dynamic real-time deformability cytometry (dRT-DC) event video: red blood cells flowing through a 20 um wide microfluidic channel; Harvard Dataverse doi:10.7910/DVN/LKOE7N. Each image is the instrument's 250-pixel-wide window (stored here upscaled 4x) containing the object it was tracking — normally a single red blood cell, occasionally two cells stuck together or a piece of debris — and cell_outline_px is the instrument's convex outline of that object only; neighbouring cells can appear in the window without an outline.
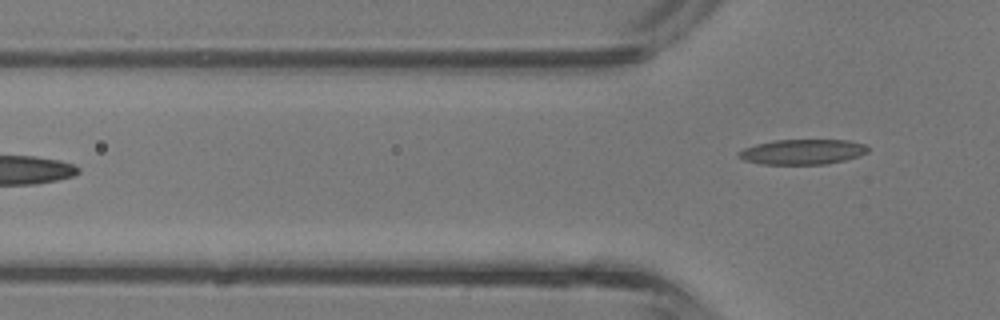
{"species": "common noctule bat (a hibernating species)", "species_latin": "Nyctalus noctula", "temperature_condition": "room temperature", "stored_images_in_passage": 4, "camera_frame_rate_fps": 3000, "um_per_image_px": 0.085, "animal": {"sex": "male", "body_mass_g": 13.3}, "frame": {"image": 1, "passage_image": 4, "time_ms": 1.0, "image_size_px": [1000, 320], "cell_outline_px": [[868, 152], [860, 156], [828, 164], [760, 164], [744, 160], [736, 156], [736, 152], [744, 148], [756, 144], [772, 140], [848, 140], [864, 144], [868, 148]], "centroid_in_image_um": [68.18, 12.91], "position_along_channel_um": 57.6, "area_um2": 19.07}}